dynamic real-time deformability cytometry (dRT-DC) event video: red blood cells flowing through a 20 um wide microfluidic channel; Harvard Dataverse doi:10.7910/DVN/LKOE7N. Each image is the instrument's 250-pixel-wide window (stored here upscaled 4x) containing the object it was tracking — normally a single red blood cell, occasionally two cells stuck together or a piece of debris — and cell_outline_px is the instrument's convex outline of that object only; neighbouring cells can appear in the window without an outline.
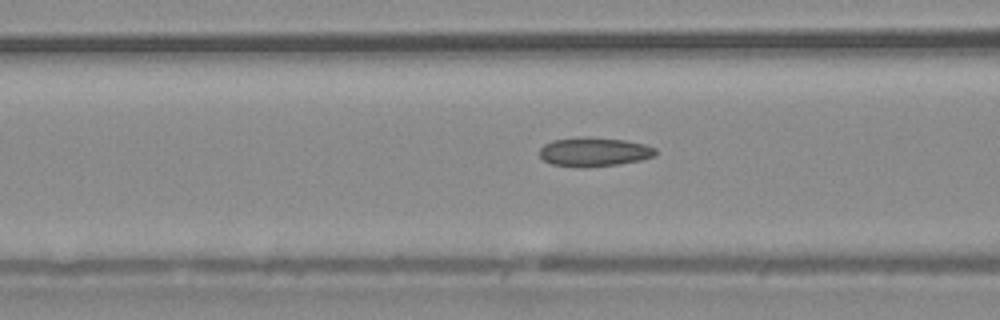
{"species": "common noctule bat (a hibernating species)", "species_latin": "Nyctalus noctula", "temperature_condition": "warm", "stored_images_in_passage": 44, "camera_frame_rate_fps": 3000, "um_per_image_px": 0.085, "animal": {"sex": "male", "body_mass_g": 20.4}, "frame": {"image": 1, "passage_image": 22, "time_ms": 7.0, "image_size_px": [1000, 320], "cell_outline_px": [[656, 156], [640, 160], [620, 164], [588, 168], [580, 168], [552, 164], [544, 160], [540, 156], [540, 148], [544, 144], [552, 140], [584, 136], [624, 140], [644, 144], [656, 148]], "centroid_in_image_um": [50.49, 12.92], "position_along_channel_um": 116.1, "area_um2": 19.88}}
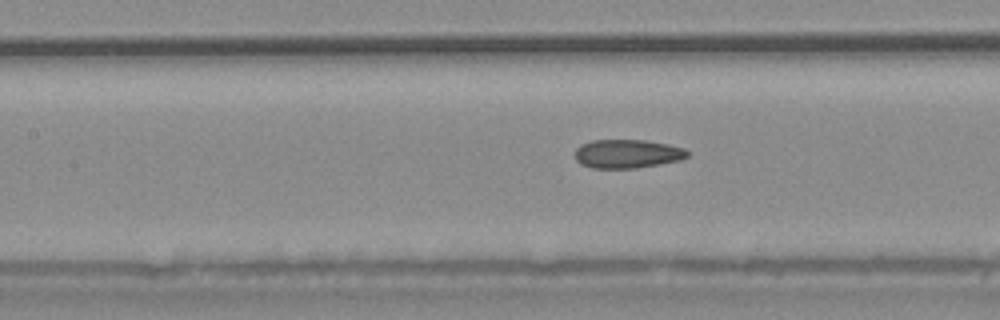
{"frame": {"image": 2, "passage_image": 25, "time_ms": 8.0, "image_size_px": [1000, 320], "cell_outline_px": [[688, 156], [680, 160], [660, 164], [636, 168], [592, 168], [580, 164], [576, 160], [576, 148], [580, 144], [592, 140], [644, 140], [668, 144], [684, 148], [688, 152]], "centroid_in_image_um": [53.3, 13.07], "position_along_channel_um": 154.1, "area_um2": 18.84}}
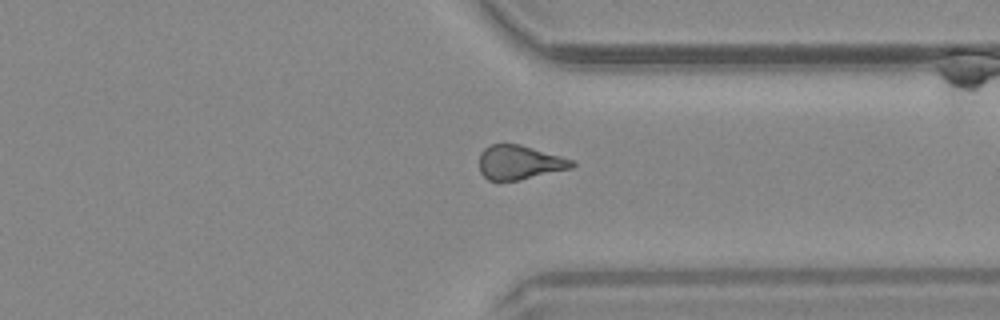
{"frame": {"image": 3, "passage_image": 42, "time_ms": 13.667, "image_size_px": [1000, 320], "cell_outline_px": [[576, 164], [572, 168], [520, 180], [488, 180], [480, 172], [480, 152], [484, 148], [492, 144], [520, 144], [560, 156], [572, 160]], "centroid_in_image_um": [44.15, 13.8], "position_along_channel_um": 367.3, "area_um2": 18.32}}